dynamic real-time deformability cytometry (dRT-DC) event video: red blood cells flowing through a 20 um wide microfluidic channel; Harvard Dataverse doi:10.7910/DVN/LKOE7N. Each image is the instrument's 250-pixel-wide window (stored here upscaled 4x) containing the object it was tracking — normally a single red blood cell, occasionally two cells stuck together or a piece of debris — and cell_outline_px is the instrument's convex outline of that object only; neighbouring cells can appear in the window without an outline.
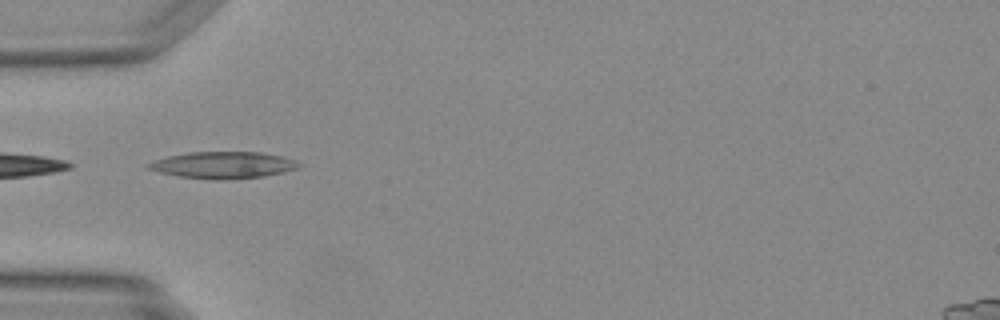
{"species": "Egyptian fruit bat (a non-hibernating species)", "species_latin": "Rousettus aegyptiacus", "temperature_condition": "warm", "stored_images_in_passage": 7, "camera_frame_rate_fps": 3000, "um_per_image_px": 0.085, "animal": {"sex": "female"}, "frame": {"image": 1, "passage_image": 1, "time_ms": 0.0, "image_size_px": [1000, 320], "cell_outline_px": [[304, 164], [300, 168], [284, 172], [264, 176], [180, 176], [160, 172], [148, 168], [144, 164], [152, 160], [168, 156], [188, 152], [260, 152], [284, 156], [296, 160]], "centroid_in_image_um": [19.03, 13.96], "position_along_channel_um": 66.0, "area_um2": 22.37}}